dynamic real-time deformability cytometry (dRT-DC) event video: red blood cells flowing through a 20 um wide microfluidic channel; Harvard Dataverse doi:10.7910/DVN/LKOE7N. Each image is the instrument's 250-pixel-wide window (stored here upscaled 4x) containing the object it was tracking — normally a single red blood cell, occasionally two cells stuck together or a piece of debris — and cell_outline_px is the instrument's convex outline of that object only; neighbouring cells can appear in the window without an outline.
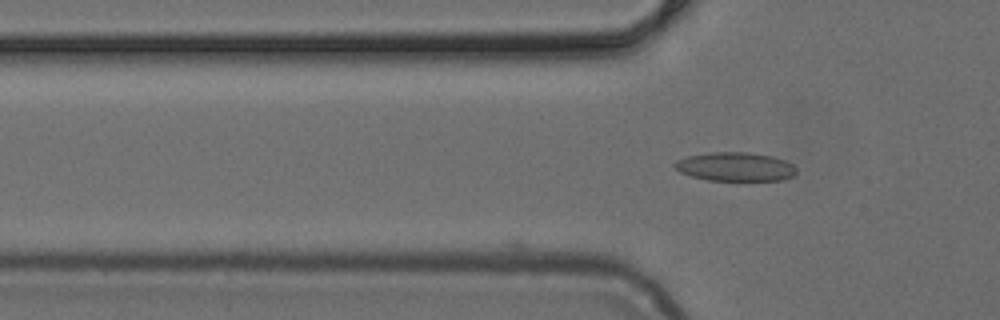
{"species": "common noctule bat (a hibernating species)", "species_latin": "Nyctalus noctula", "temperature_condition": "cold", "stored_images_in_passage": 16, "camera_frame_rate_fps": 3000, "um_per_image_px": 0.085, "animal": {"sex": "female", "body_mass_g": 24.6, "forearm_length_mm": 56.2}, "frame": {"image": 1, "passage_image": 16, "time_ms": 5.0, "image_size_px": [1000, 320], "cell_outline_px": [[796, 172], [792, 176], [780, 180], [708, 180], [692, 176], [680, 172], [672, 164], [676, 160], [688, 156], [712, 152], [748, 152], [772, 156], [784, 160], [792, 164], [796, 168]], "centroid_in_image_um": [62.49, 14.16], "position_along_channel_um": 63.3, "area_um2": 20.29}}